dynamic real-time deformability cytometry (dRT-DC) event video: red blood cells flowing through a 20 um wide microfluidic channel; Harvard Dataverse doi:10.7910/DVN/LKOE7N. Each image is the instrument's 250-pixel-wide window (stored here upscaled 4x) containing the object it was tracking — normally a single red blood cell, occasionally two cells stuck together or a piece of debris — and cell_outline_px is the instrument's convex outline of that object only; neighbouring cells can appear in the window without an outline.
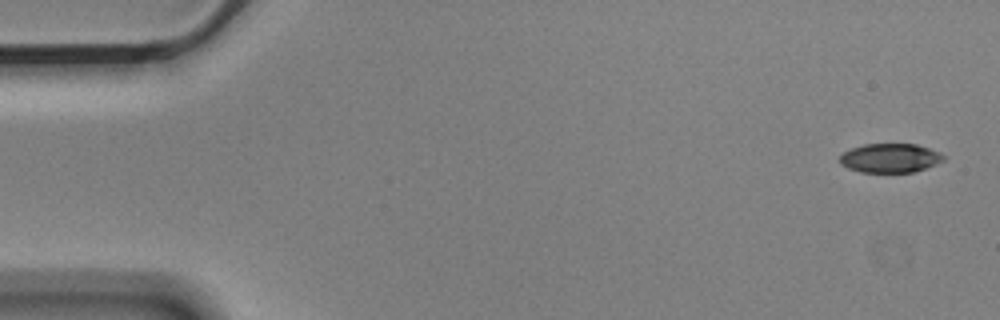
{"species": "Egyptian fruit bat (a non-hibernating species)", "species_latin": "Rousettus aegyptiacus", "temperature_condition": "cold", "stored_images_in_passage": 5, "camera_frame_rate_fps": 3000, "um_per_image_px": 0.085, "animal": {"sex": "male"}, "frame": {"image": 1, "passage_image": 1, "time_ms": 0.0, "image_size_px": [1000, 320], "cell_outline_px": [[944, 160], [924, 168], [912, 172], [860, 172], [848, 168], [840, 164], [840, 156], [844, 152], [852, 148], [864, 144], [916, 144], [940, 152], [944, 156]], "centroid_in_image_um": [75.64, 13.43], "position_along_channel_um": 9.4, "area_um2": 17.4}}
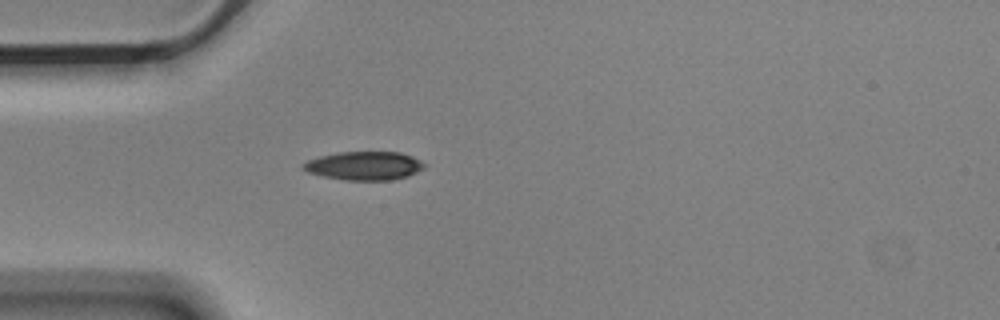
{"frame": {"image": 2, "passage_image": 5, "time_ms": 1.333, "image_size_px": [1000, 320], "cell_outline_px": [[424, 168], [408, 176], [392, 180], [344, 180], [324, 176], [308, 172], [300, 168], [300, 164], [308, 160], [320, 156], [340, 152], [400, 152], [412, 156], [420, 160], [424, 164]], "centroid_in_image_um": [30.94, 14.09], "position_along_channel_um": 54.1, "area_um2": 20.17}}